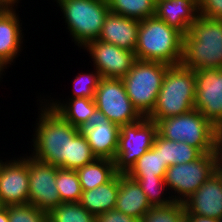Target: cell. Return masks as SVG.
I'll return each instance as SVG.
<instances>
[{"instance_id":"f546056e","label":"cell","mask_w":222,"mask_h":222,"mask_svg":"<svg viewBox=\"0 0 222 222\" xmlns=\"http://www.w3.org/2000/svg\"><path fill=\"white\" fill-rule=\"evenodd\" d=\"M99 72L93 68L92 71H83L82 73L76 74L72 81L71 95L68 98H95V92L101 80ZM71 96V97H69Z\"/></svg>"},{"instance_id":"3957f363","label":"cell","mask_w":222,"mask_h":222,"mask_svg":"<svg viewBox=\"0 0 222 222\" xmlns=\"http://www.w3.org/2000/svg\"><path fill=\"white\" fill-rule=\"evenodd\" d=\"M183 33L154 17L140 21L137 46L138 60L179 65L183 53Z\"/></svg>"},{"instance_id":"603a6c76","label":"cell","mask_w":222,"mask_h":222,"mask_svg":"<svg viewBox=\"0 0 222 222\" xmlns=\"http://www.w3.org/2000/svg\"><path fill=\"white\" fill-rule=\"evenodd\" d=\"M153 147L160 152V156L167 167L192 162L202 155L197 148L185 142L167 140L158 133L155 136Z\"/></svg>"},{"instance_id":"d590c367","label":"cell","mask_w":222,"mask_h":222,"mask_svg":"<svg viewBox=\"0 0 222 222\" xmlns=\"http://www.w3.org/2000/svg\"><path fill=\"white\" fill-rule=\"evenodd\" d=\"M217 153L219 167L222 168V127L217 129Z\"/></svg>"},{"instance_id":"52a82bcc","label":"cell","mask_w":222,"mask_h":222,"mask_svg":"<svg viewBox=\"0 0 222 222\" xmlns=\"http://www.w3.org/2000/svg\"><path fill=\"white\" fill-rule=\"evenodd\" d=\"M169 67L162 62L137 59L122 78L128 97L143 117L152 113Z\"/></svg>"},{"instance_id":"9c48e42d","label":"cell","mask_w":222,"mask_h":222,"mask_svg":"<svg viewBox=\"0 0 222 222\" xmlns=\"http://www.w3.org/2000/svg\"><path fill=\"white\" fill-rule=\"evenodd\" d=\"M157 123L143 117L120 127L118 150L114 158L115 172L127 174L144 153L153 147Z\"/></svg>"},{"instance_id":"d4e9b609","label":"cell","mask_w":222,"mask_h":222,"mask_svg":"<svg viewBox=\"0 0 222 222\" xmlns=\"http://www.w3.org/2000/svg\"><path fill=\"white\" fill-rule=\"evenodd\" d=\"M167 169L168 167L165 162H163L160 152L152 147L137 159L135 165L127 175L130 178L165 177Z\"/></svg>"},{"instance_id":"e0dca14e","label":"cell","mask_w":222,"mask_h":222,"mask_svg":"<svg viewBox=\"0 0 222 222\" xmlns=\"http://www.w3.org/2000/svg\"><path fill=\"white\" fill-rule=\"evenodd\" d=\"M16 10L0 8V60L7 67H11L21 56L25 41L20 11Z\"/></svg>"},{"instance_id":"6da1fadb","label":"cell","mask_w":222,"mask_h":222,"mask_svg":"<svg viewBox=\"0 0 222 222\" xmlns=\"http://www.w3.org/2000/svg\"><path fill=\"white\" fill-rule=\"evenodd\" d=\"M37 98L40 105L37 106L38 118H35L37 123L33 124L29 154L40 162L68 169L70 140L78 133V129L41 99V94Z\"/></svg>"},{"instance_id":"836d02e7","label":"cell","mask_w":222,"mask_h":222,"mask_svg":"<svg viewBox=\"0 0 222 222\" xmlns=\"http://www.w3.org/2000/svg\"><path fill=\"white\" fill-rule=\"evenodd\" d=\"M199 15L222 20V0H198Z\"/></svg>"},{"instance_id":"8d00e7d4","label":"cell","mask_w":222,"mask_h":222,"mask_svg":"<svg viewBox=\"0 0 222 222\" xmlns=\"http://www.w3.org/2000/svg\"><path fill=\"white\" fill-rule=\"evenodd\" d=\"M22 0H0V8L18 9V5Z\"/></svg>"},{"instance_id":"5bb4252c","label":"cell","mask_w":222,"mask_h":222,"mask_svg":"<svg viewBox=\"0 0 222 222\" xmlns=\"http://www.w3.org/2000/svg\"><path fill=\"white\" fill-rule=\"evenodd\" d=\"M86 138L96 158L114 160L118 150L120 127L112 123L99 109L90 115L86 123L77 127Z\"/></svg>"},{"instance_id":"f1b7e54d","label":"cell","mask_w":222,"mask_h":222,"mask_svg":"<svg viewBox=\"0 0 222 222\" xmlns=\"http://www.w3.org/2000/svg\"><path fill=\"white\" fill-rule=\"evenodd\" d=\"M48 218L52 222H96V217L79 202L61 203L48 214Z\"/></svg>"},{"instance_id":"7c38bea8","label":"cell","mask_w":222,"mask_h":222,"mask_svg":"<svg viewBox=\"0 0 222 222\" xmlns=\"http://www.w3.org/2000/svg\"><path fill=\"white\" fill-rule=\"evenodd\" d=\"M194 107L217 129L222 127V69L195 70Z\"/></svg>"},{"instance_id":"ffe728a7","label":"cell","mask_w":222,"mask_h":222,"mask_svg":"<svg viewBox=\"0 0 222 222\" xmlns=\"http://www.w3.org/2000/svg\"><path fill=\"white\" fill-rule=\"evenodd\" d=\"M151 208L147 196L137 181L127 174H120V188L115 209L140 220Z\"/></svg>"},{"instance_id":"ba28073f","label":"cell","mask_w":222,"mask_h":222,"mask_svg":"<svg viewBox=\"0 0 222 222\" xmlns=\"http://www.w3.org/2000/svg\"><path fill=\"white\" fill-rule=\"evenodd\" d=\"M218 167L217 152L202 154L189 163L169 166L164 179L173 200L183 203L217 171Z\"/></svg>"},{"instance_id":"7a4b0ae2","label":"cell","mask_w":222,"mask_h":222,"mask_svg":"<svg viewBox=\"0 0 222 222\" xmlns=\"http://www.w3.org/2000/svg\"><path fill=\"white\" fill-rule=\"evenodd\" d=\"M192 70L222 69V20L198 16L183 35L180 63Z\"/></svg>"},{"instance_id":"b9f144b4","label":"cell","mask_w":222,"mask_h":222,"mask_svg":"<svg viewBox=\"0 0 222 222\" xmlns=\"http://www.w3.org/2000/svg\"><path fill=\"white\" fill-rule=\"evenodd\" d=\"M4 207H5V205L2 203L1 198H0V210Z\"/></svg>"},{"instance_id":"44dd1931","label":"cell","mask_w":222,"mask_h":222,"mask_svg":"<svg viewBox=\"0 0 222 222\" xmlns=\"http://www.w3.org/2000/svg\"><path fill=\"white\" fill-rule=\"evenodd\" d=\"M120 188V174H116L106 184L99 185L92 190L82 191L79 203L95 217L115 209Z\"/></svg>"},{"instance_id":"e575fe53","label":"cell","mask_w":222,"mask_h":222,"mask_svg":"<svg viewBox=\"0 0 222 222\" xmlns=\"http://www.w3.org/2000/svg\"><path fill=\"white\" fill-rule=\"evenodd\" d=\"M96 222H140V220L126 215L117 209H111L96 216Z\"/></svg>"},{"instance_id":"7bdbcfd3","label":"cell","mask_w":222,"mask_h":222,"mask_svg":"<svg viewBox=\"0 0 222 222\" xmlns=\"http://www.w3.org/2000/svg\"><path fill=\"white\" fill-rule=\"evenodd\" d=\"M217 170L222 174V168L218 167Z\"/></svg>"},{"instance_id":"484cf974","label":"cell","mask_w":222,"mask_h":222,"mask_svg":"<svg viewBox=\"0 0 222 222\" xmlns=\"http://www.w3.org/2000/svg\"><path fill=\"white\" fill-rule=\"evenodd\" d=\"M115 14L142 21L155 16L156 0H107Z\"/></svg>"},{"instance_id":"4316f807","label":"cell","mask_w":222,"mask_h":222,"mask_svg":"<svg viewBox=\"0 0 222 222\" xmlns=\"http://www.w3.org/2000/svg\"><path fill=\"white\" fill-rule=\"evenodd\" d=\"M164 178L165 177L131 179L137 181V183L140 185L142 191L147 196L151 207H158L170 205L175 202L168 190Z\"/></svg>"},{"instance_id":"9a60e30c","label":"cell","mask_w":222,"mask_h":222,"mask_svg":"<svg viewBox=\"0 0 222 222\" xmlns=\"http://www.w3.org/2000/svg\"><path fill=\"white\" fill-rule=\"evenodd\" d=\"M0 164V198L5 206L28 204V153Z\"/></svg>"},{"instance_id":"f35d334b","label":"cell","mask_w":222,"mask_h":222,"mask_svg":"<svg viewBox=\"0 0 222 222\" xmlns=\"http://www.w3.org/2000/svg\"><path fill=\"white\" fill-rule=\"evenodd\" d=\"M0 222H9L7 206L0 210Z\"/></svg>"},{"instance_id":"d6a6232c","label":"cell","mask_w":222,"mask_h":222,"mask_svg":"<svg viewBox=\"0 0 222 222\" xmlns=\"http://www.w3.org/2000/svg\"><path fill=\"white\" fill-rule=\"evenodd\" d=\"M185 211L184 204L173 202L170 205L152 207L140 222H177L178 217Z\"/></svg>"},{"instance_id":"30bf717a","label":"cell","mask_w":222,"mask_h":222,"mask_svg":"<svg viewBox=\"0 0 222 222\" xmlns=\"http://www.w3.org/2000/svg\"><path fill=\"white\" fill-rule=\"evenodd\" d=\"M94 101L96 108L119 127L143 118L128 97L122 79L101 78Z\"/></svg>"},{"instance_id":"d6986e66","label":"cell","mask_w":222,"mask_h":222,"mask_svg":"<svg viewBox=\"0 0 222 222\" xmlns=\"http://www.w3.org/2000/svg\"><path fill=\"white\" fill-rule=\"evenodd\" d=\"M198 16V0H156L155 17L183 34Z\"/></svg>"},{"instance_id":"ab89813d","label":"cell","mask_w":222,"mask_h":222,"mask_svg":"<svg viewBox=\"0 0 222 222\" xmlns=\"http://www.w3.org/2000/svg\"><path fill=\"white\" fill-rule=\"evenodd\" d=\"M177 222H191L190 216L184 211L179 217Z\"/></svg>"},{"instance_id":"277c9868","label":"cell","mask_w":222,"mask_h":222,"mask_svg":"<svg viewBox=\"0 0 222 222\" xmlns=\"http://www.w3.org/2000/svg\"><path fill=\"white\" fill-rule=\"evenodd\" d=\"M195 71L181 64L170 66L163 78L156 105L147 117L156 123L195 109Z\"/></svg>"},{"instance_id":"2e32d148","label":"cell","mask_w":222,"mask_h":222,"mask_svg":"<svg viewBox=\"0 0 222 222\" xmlns=\"http://www.w3.org/2000/svg\"><path fill=\"white\" fill-rule=\"evenodd\" d=\"M187 214L222 217V174L217 170L183 202Z\"/></svg>"},{"instance_id":"ac0fdd59","label":"cell","mask_w":222,"mask_h":222,"mask_svg":"<svg viewBox=\"0 0 222 222\" xmlns=\"http://www.w3.org/2000/svg\"><path fill=\"white\" fill-rule=\"evenodd\" d=\"M139 25V20L110 11L104 20L98 40L134 51L137 46Z\"/></svg>"},{"instance_id":"ee69618b","label":"cell","mask_w":222,"mask_h":222,"mask_svg":"<svg viewBox=\"0 0 222 222\" xmlns=\"http://www.w3.org/2000/svg\"><path fill=\"white\" fill-rule=\"evenodd\" d=\"M45 222H52L49 218H47L46 220H45Z\"/></svg>"},{"instance_id":"4dcf8cb0","label":"cell","mask_w":222,"mask_h":222,"mask_svg":"<svg viewBox=\"0 0 222 222\" xmlns=\"http://www.w3.org/2000/svg\"><path fill=\"white\" fill-rule=\"evenodd\" d=\"M94 159H96V157L93 155L88 141L84 136L77 133L70 140L68 169L77 170L92 162Z\"/></svg>"},{"instance_id":"8992f818","label":"cell","mask_w":222,"mask_h":222,"mask_svg":"<svg viewBox=\"0 0 222 222\" xmlns=\"http://www.w3.org/2000/svg\"><path fill=\"white\" fill-rule=\"evenodd\" d=\"M157 133L175 142H185L202 154L217 152V128L198 110L160 119Z\"/></svg>"},{"instance_id":"5b68a950","label":"cell","mask_w":222,"mask_h":222,"mask_svg":"<svg viewBox=\"0 0 222 222\" xmlns=\"http://www.w3.org/2000/svg\"><path fill=\"white\" fill-rule=\"evenodd\" d=\"M60 8L63 23L72 43L81 50L88 42L97 40L104 20L110 12L107 0H53Z\"/></svg>"},{"instance_id":"7402d4cb","label":"cell","mask_w":222,"mask_h":222,"mask_svg":"<svg viewBox=\"0 0 222 222\" xmlns=\"http://www.w3.org/2000/svg\"><path fill=\"white\" fill-rule=\"evenodd\" d=\"M42 99L65 121L70 122L75 127H79L82 123H86L90 115L96 109L94 99L89 98H63L61 100L59 97V100L57 98H51L50 95L46 99L44 97Z\"/></svg>"},{"instance_id":"1f68e13d","label":"cell","mask_w":222,"mask_h":222,"mask_svg":"<svg viewBox=\"0 0 222 222\" xmlns=\"http://www.w3.org/2000/svg\"><path fill=\"white\" fill-rule=\"evenodd\" d=\"M9 222H45L48 214L32 204L8 205Z\"/></svg>"},{"instance_id":"8fae6325","label":"cell","mask_w":222,"mask_h":222,"mask_svg":"<svg viewBox=\"0 0 222 222\" xmlns=\"http://www.w3.org/2000/svg\"><path fill=\"white\" fill-rule=\"evenodd\" d=\"M58 169L57 166L40 162L28 154V203L47 214L62 203L56 186Z\"/></svg>"},{"instance_id":"74e56055","label":"cell","mask_w":222,"mask_h":222,"mask_svg":"<svg viewBox=\"0 0 222 222\" xmlns=\"http://www.w3.org/2000/svg\"><path fill=\"white\" fill-rule=\"evenodd\" d=\"M191 222H218L217 218L199 216L196 214H188Z\"/></svg>"},{"instance_id":"83f0119b","label":"cell","mask_w":222,"mask_h":222,"mask_svg":"<svg viewBox=\"0 0 222 222\" xmlns=\"http://www.w3.org/2000/svg\"><path fill=\"white\" fill-rule=\"evenodd\" d=\"M56 186L62 203H78L81 194V184L76 170H57Z\"/></svg>"},{"instance_id":"60d3db41","label":"cell","mask_w":222,"mask_h":222,"mask_svg":"<svg viewBox=\"0 0 222 222\" xmlns=\"http://www.w3.org/2000/svg\"><path fill=\"white\" fill-rule=\"evenodd\" d=\"M5 69L7 70L9 68L0 60V81L3 79L4 74H6Z\"/></svg>"},{"instance_id":"cb8c5ba5","label":"cell","mask_w":222,"mask_h":222,"mask_svg":"<svg viewBox=\"0 0 222 222\" xmlns=\"http://www.w3.org/2000/svg\"><path fill=\"white\" fill-rule=\"evenodd\" d=\"M82 191L92 190L109 182L117 173L114 160L96 158L92 162L76 170Z\"/></svg>"},{"instance_id":"4fadbf2b","label":"cell","mask_w":222,"mask_h":222,"mask_svg":"<svg viewBox=\"0 0 222 222\" xmlns=\"http://www.w3.org/2000/svg\"><path fill=\"white\" fill-rule=\"evenodd\" d=\"M82 49L90 54L92 67L102 78L122 79L137 60L134 51L98 39L88 42Z\"/></svg>"}]
</instances>
